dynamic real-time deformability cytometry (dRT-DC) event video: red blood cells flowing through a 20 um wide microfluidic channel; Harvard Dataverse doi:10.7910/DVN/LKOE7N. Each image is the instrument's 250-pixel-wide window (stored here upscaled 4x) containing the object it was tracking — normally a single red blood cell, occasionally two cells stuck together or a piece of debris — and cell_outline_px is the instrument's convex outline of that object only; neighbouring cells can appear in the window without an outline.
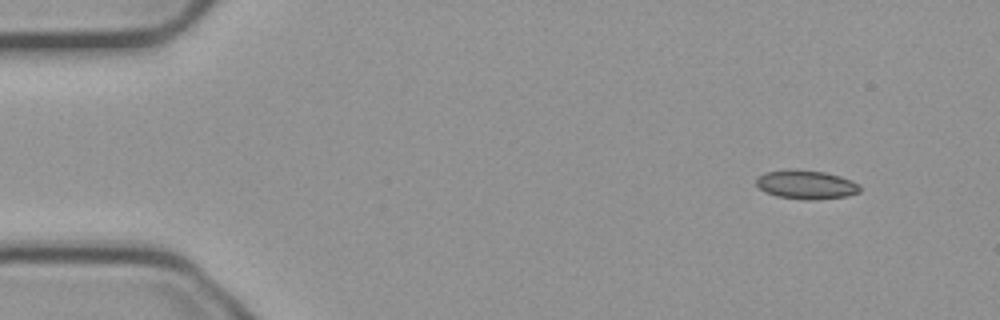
{"species": "common noctule bat (a hibernating species)", "species_latin": "Nyctalus noctula", "temperature_condition": "cold", "stored_images_in_passage": 4, "camera_frame_rate_fps": 3000, "um_per_image_px": 0.085, "animal": {"sex": "male", "body_mass_g": 23.1, "forearm_length_mm": 52.7}, "frame": {"image": 1, "passage_image": 1, "time_ms": 0.0, "image_size_px": [1000, 320], "cell_outline_px": [[860, 192], [848, 196], [816, 200], [804, 200], [776, 196], [764, 192], [756, 184], [756, 180], [764, 172], [784, 168], [796, 168], [824, 172], [840, 176], [852, 180], [860, 184]], "centroid_in_image_um": [68.52, 15.68], "position_along_channel_um": 16.5, "area_um2": 17.92}}
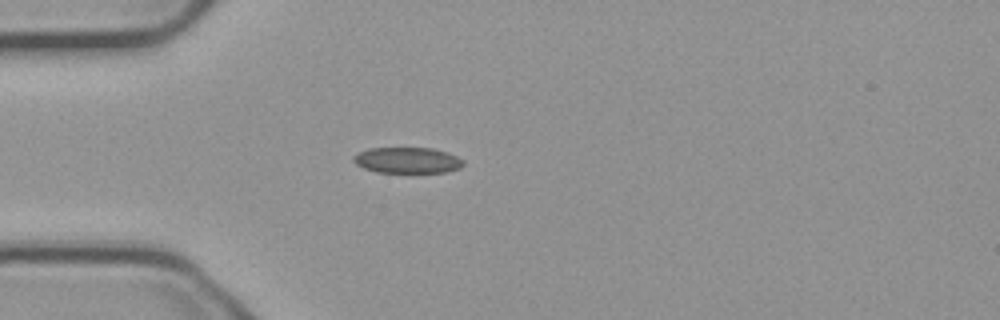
{"frame": {"image": 2, "passage_image": 3, "time_ms": 0.667, "image_size_px": [1000, 320], "cell_outline_px": [[464, 164], [460, 168], [444, 172], [376, 172], [364, 168], [356, 164], [352, 160], [352, 156], [368, 148], [432, 148], [448, 152], [464, 160]], "centroid_in_image_um": [34.62, 13.62], "position_along_channel_um": 50.4, "area_um2": 16.59}}